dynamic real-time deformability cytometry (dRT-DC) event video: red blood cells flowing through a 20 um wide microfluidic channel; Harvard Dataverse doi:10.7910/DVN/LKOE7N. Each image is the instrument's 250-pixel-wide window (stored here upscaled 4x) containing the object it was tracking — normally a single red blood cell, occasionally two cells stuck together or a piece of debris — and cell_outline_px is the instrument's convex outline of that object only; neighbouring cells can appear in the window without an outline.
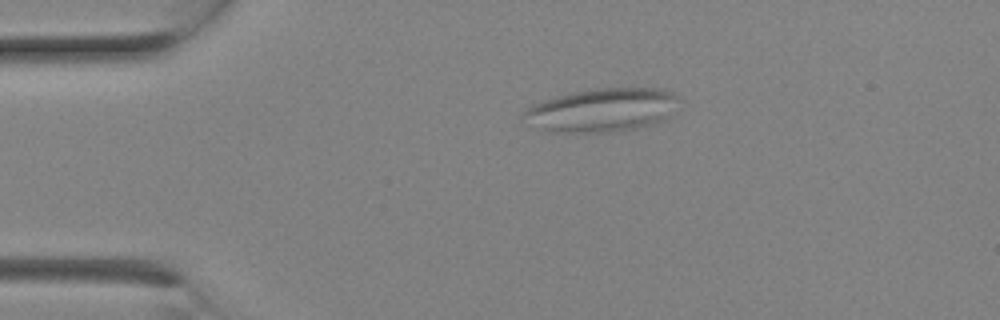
{"species": "Egyptian fruit bat (a non-hibernating species)", "species_latin": "Rousettus aegyptiacus", "temperature_condition": "room temperature", "stored_images_in_passage": 2, "camera_frame_rate_fps": 3000, "um_per_image_px": 0.085, "animal": {"sex": "female"}, "frame": {"image": 1, "passage_image": 2, "time_ms": 0.333, "image_size_px": [1000, 320], "cell_outline_px": [[680, 96], [668, 116], [664, 120], [636, 128], [612, 132], [544, 132], [520, 116], [532, 104], [560, 96], [576, 92], [596, 88], [660, 88], [672, 92]], "centroid_in_image_um": [51.17, 9.36], "position_along_channel_um": 33.8, "area_um2": 39.02}}